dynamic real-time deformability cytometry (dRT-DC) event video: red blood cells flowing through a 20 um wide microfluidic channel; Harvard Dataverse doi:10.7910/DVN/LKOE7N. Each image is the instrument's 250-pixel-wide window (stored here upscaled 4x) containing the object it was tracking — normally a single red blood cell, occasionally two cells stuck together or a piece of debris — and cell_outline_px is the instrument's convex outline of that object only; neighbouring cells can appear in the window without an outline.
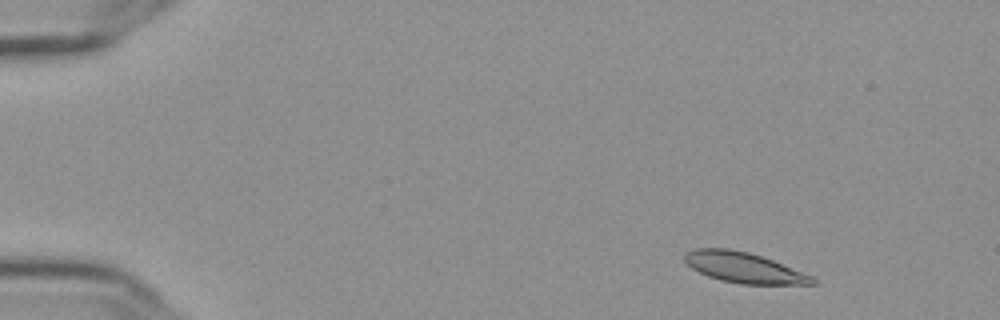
{"species": "Egyptian fruit bat (a non-hibernating species)", "species_latin": "Rousettus aegyptiacus", "temperature_condition": "cold", "stored_images_in_passage": 55, "camera_frame_rate_fps": 3000, "um_per_image_px": 0.085, "frame": {"image": 1, "passage_image": 5, "time_ms": 1.333, "image_size_px": [1000, 320], "cell_outline_px": [[816, 284], [740, 284], [720, 280], [708, 276], [692, 268], [684, 260], [684, 252], [696, 248], [728, 248], [748, 252], [772, 260], [812, 276], [816, 280]], "centroid_in_image_um": [63.19, 22.74], "position_along_channel_um": 21.8, "area_um2": 22.48}}
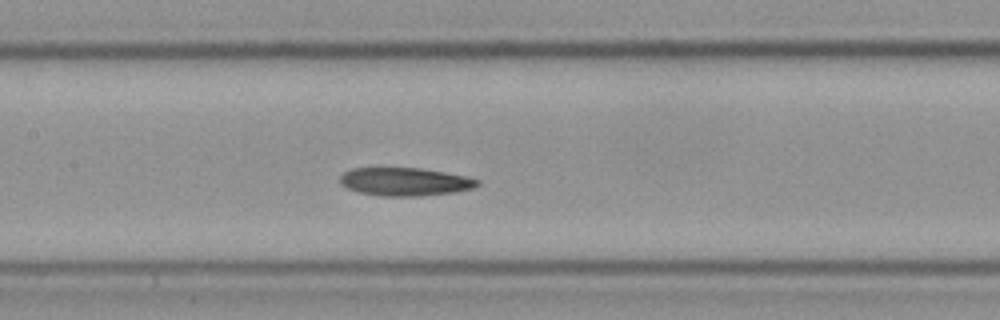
{"frame": {"image": 2, "passage_image": 26, "time_ms": 8.333, "image_size_px": [1000, 320], "cell_outline_px": [[480, 184], [472, 188], [456, 192], [420, 196], [380, 196], [356, 192], [340, 184], [340, 176], [344, 172], [352, 168], [420, 168], [468, 176], [480, 180]], "centroid_in_image_um": [34.42, 15.45], "position_along_channel_um": 173.0, "area_um2": 22.72}}
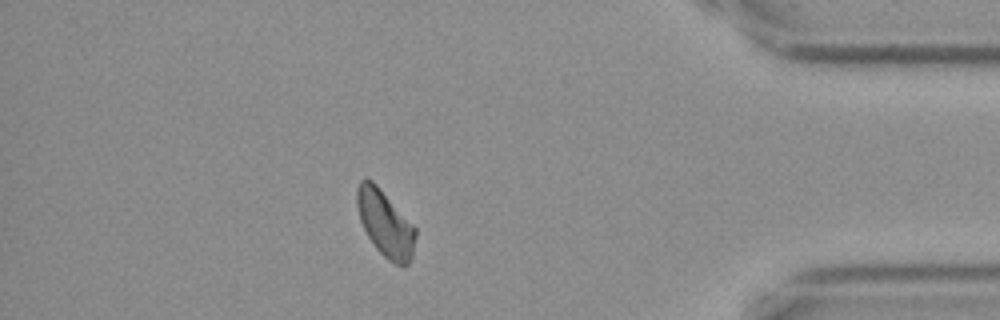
{"frame": {"image": 3, "passage_image": 48, "time_ms": 15.667, "image_size_px": [1000, 320], "cell_outline_px": [[416, 236], [412, 256], [408, 264], [396, 264], [388, 260], [376, 248], [368, 236], [360, 220], [356, 204], [356, 188], [360, 180], [364, 176], [372, 180], [376, 184], [416, 228]], "centroid_in_image_um": [32.72, 18.96], "position_along_channel_um": 402.5, "area_um2": 22.43}, "authors_computed_cell_mechanics": {"area_um2": 22.7154, "velocity_mm_per_s": 3.608, "shape_relaxation_time_tau1_ms": 3.6217, "shape_relaxation_time_tau2_ms": 3.898, "deformation_change_tau1": 0.1268, "deformation_change_tau2": 0.1087}}